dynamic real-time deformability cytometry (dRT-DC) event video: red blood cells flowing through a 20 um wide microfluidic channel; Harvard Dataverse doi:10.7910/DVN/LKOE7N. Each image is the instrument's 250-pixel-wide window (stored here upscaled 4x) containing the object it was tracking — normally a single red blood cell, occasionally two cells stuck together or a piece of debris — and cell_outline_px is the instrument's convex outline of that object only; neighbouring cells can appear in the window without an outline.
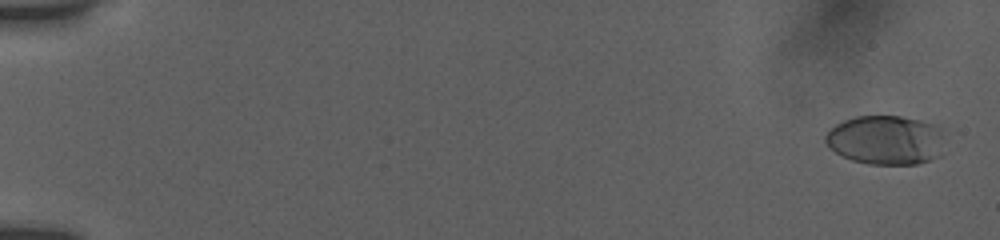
{"species": "human", "species_latin": "Homo sapiens", "temperature_condition": "room temperature", "stored_images_in_passage": 13, "camera_frame_rate_fps": 3000, "um_per_image_px": 0.085, "donor": {"sex": "female"}, "frame": {"image": 1, "passage_image": 1, "time_ms": 0.0, "image_size_px": [1000, 240], "cell_outline_px": [[940, 156], [916, 164], [868, 164], [852, 160], [828, 148], [824, 140], [824, 136], [836, 124], [844, 120], [856, 116], [900, 116], [920, 120], [936, 124], [940, 128]], "centroid_in_image_um": [75.24, 11.89], "position_along_channel_um": 9.8, "area_um2": 33.99}}
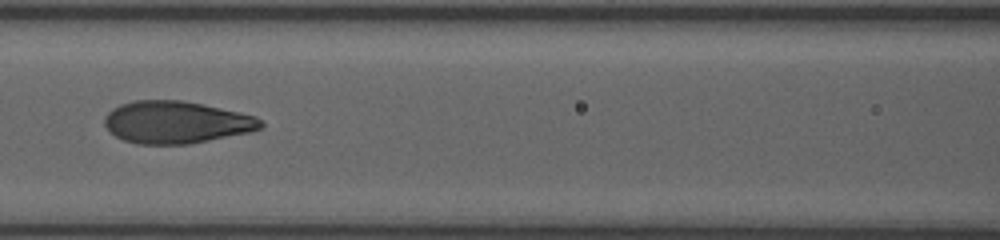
{"frame": {"image": 2, "passage_image": 10, "time_ms": 8.333, "image_size_px": [1000, 240], "cell_outline_px": [[264, 124], [260, 128], [248, 132], [188, 144], [136, 144], [124, 140], [116, 136], [104, 124], [104, 116], [112, 108], [120, 104], [136, 100], [180, 100], [204, 104], [240, 112], [256, 116]], "centroid_in_image_um": [14.95, 10.38], "position_along_channel_um": 151.6, "area_um2": 38.32}}
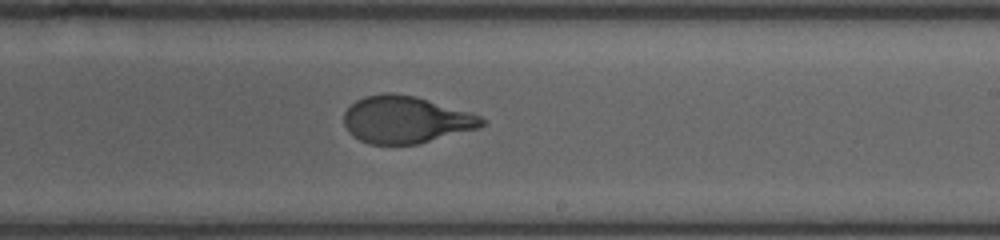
{"frame": {"image": 3, "passage_image": 13, "time_ms": 11.0, "image_size_px": [1000, 240], "cell_outline_px": [[488, 120], [480, 128], [416, 144], [368, 144], [352, 136], [348, 132], [344, 124], [344, 112], [356, 100], [364, 96], [384, 92], [392, 92], [416, 96], [468, 112], [480, 116]], "centroid_in_image_um": [34.47, 10.17], "position_along_channel_um": 254.5, "area_um2": 37.92}}